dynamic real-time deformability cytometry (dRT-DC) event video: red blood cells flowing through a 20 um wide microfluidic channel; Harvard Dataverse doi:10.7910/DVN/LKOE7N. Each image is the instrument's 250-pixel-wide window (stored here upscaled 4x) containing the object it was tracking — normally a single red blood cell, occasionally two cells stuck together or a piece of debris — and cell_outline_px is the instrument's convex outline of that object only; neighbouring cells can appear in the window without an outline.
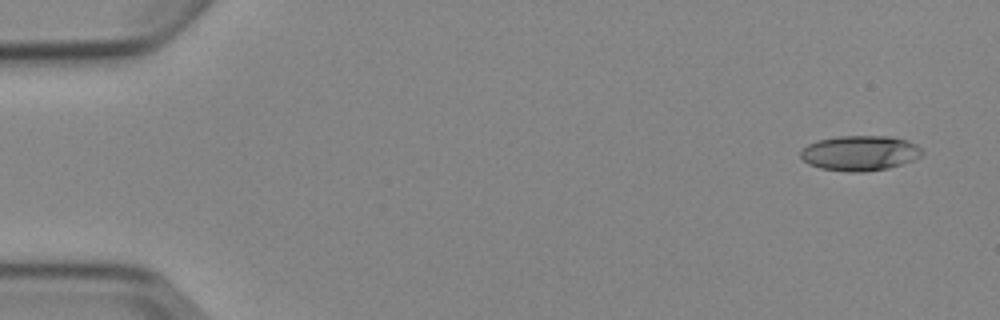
{"species": "Egyptian fruit bat (a non-hibernating species)", "species_latin": "Rousettus aegyptiacus", "temperature_condition": "cold", "stored_images_in_passage": 6, "camera_frame_rate_fps": 3000, "um_per_image_px": 0.085, "animal": {"sex": "female"}, "frame": {"image": 1, "passage_image": 1, "time_ms": 0.0, "image_size_px": [1000, 320], "cell_outline_px": [[924, 152], [920, 156], [912, 160], [888, 168], [864, 172], [848, 172], [820, 168], [808, 164], [800, 156], [800, 152], [808, 144], [816, 140], [840, 136], [892, 136], [908, 140], [916, 144]], "centroid_in_image_um": [73.09, 13.01], "position_along_channel_um": 11.9, "area_um2": 24.91}}
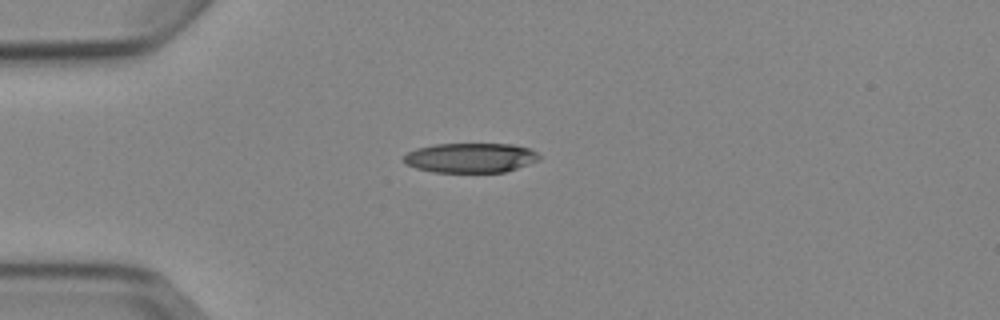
{"frame": {"image": 2, "passage_image": 4, "time_ms": 3.667, "image_size_px": [1000, 320], "cell_outline_px": [[540, 160], [504, 172], [432, 172], [416, 168], [404, 164], [404, 156], [408, 152], [416, 148], [436, 144], [512, 144], [532, 148], [540, 156]], "centroid_in_image_um": [40.0, 13.41], "position_along_channel_um": 45.0, "area_um2": 23.52}}
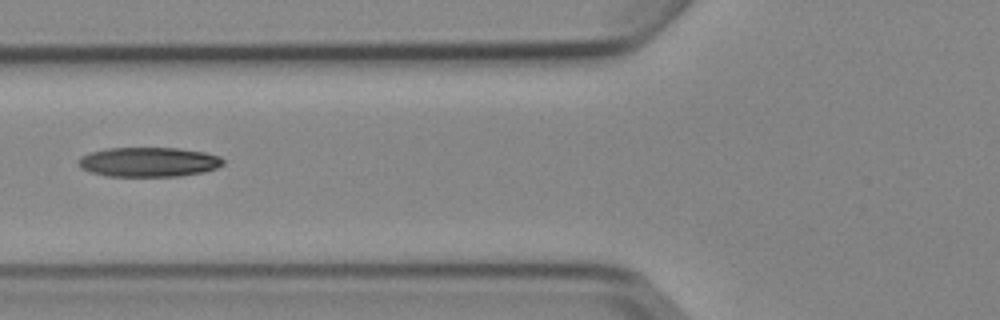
{"frame": {"image": 3, "passage_image": 6, "time_ms": 6.0, "image_size_px": [1000, 320], "cell_outline_px": [[224, 164], [216, 168], [204, 172], [180, 176], [104, 176], [88, 172], [80, 168], [76, 164], [76, 160], [80, 156], [92, 152], [108, 148], [180, 148], [204, 152], [220, 156], [224, 160]], "centroid_in_image_um": [12.6, 13.77], "position_along_channel_um": 113.2, "area_um2": 25.26}}